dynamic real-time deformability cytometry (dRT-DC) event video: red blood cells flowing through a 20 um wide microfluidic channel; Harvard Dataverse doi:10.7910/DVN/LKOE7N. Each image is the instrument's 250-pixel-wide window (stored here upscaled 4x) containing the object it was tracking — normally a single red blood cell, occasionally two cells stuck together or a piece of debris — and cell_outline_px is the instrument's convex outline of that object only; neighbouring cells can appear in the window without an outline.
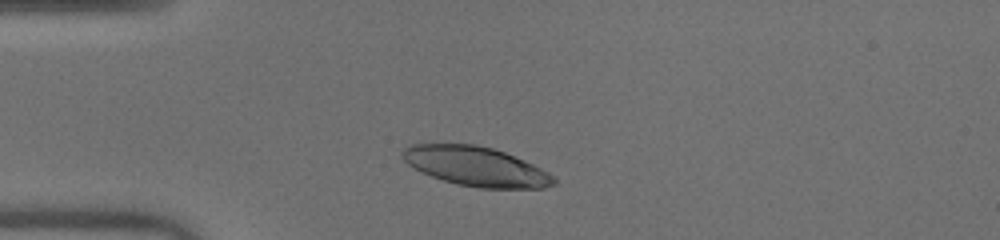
{"species": "human", "species_latin": "Homo sapiens", "temperature_condition": "warm", "stored_images_in_passage": 43, "camera_frame_rate_fps": 3000, "um_per_image_px": 0.085, "donor": {"sex": "male"}, "frame": {"image": 1, "passage_image": 6, "time_ms": 1.667, "image_size_px": [1000, 240], "cell_outline_px": [[556, 184], [544, 188], [480, 188], [456, 184], [432, 176], [408, 164], [400, 156], [400, 152], [404, 148], [412, 144], [476, 144], [492, 148], [504, 152], [524, 160], [548, 172], [556, 180]], "centroid_in_image_um": [40.46, 14.14], "position_along_channel_um": 44.5, "area_um2": 34.51}}
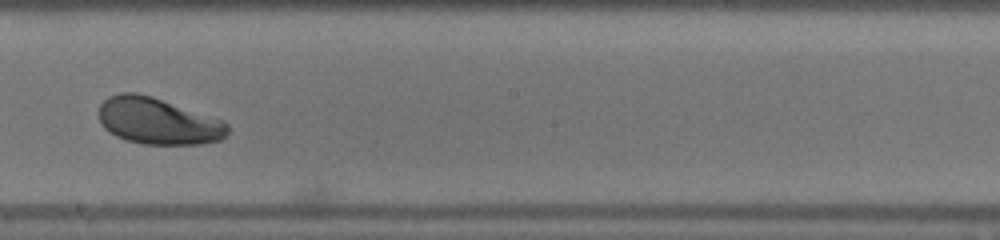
{"frame": {"image": 2, "passage_image": 22, "time_ms": 7.0, "image_size_px": [1000, 240], "cell_outline_px": [[228, 132], [220, 140], [200, 144], [144, 144], [128, 140], [116, 136], [104, 128], [100, 120], [100, 104], [108, 96], [120, 92], [136, 92], [152, 96], [224, 120], [228, 124]], "centroid_in_image_um": [13.43, 10.28], "position_along_channel_um": 234.8, "area_um2": 34.91}}
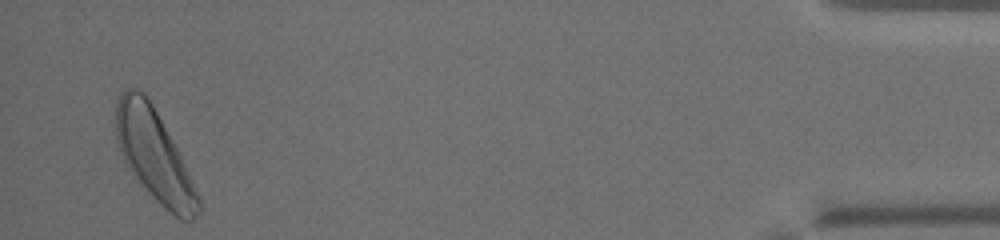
{"frame": {"image": 3, "passage_image": 42, "time_ms": 13.667, "image_size_px": [1000, 240], "cell_outline_px": [[200, 212], [192, 220], [184, 220], [176, 216], [164, 208], [148, 192], [128, 168], [120, 152], [116, 140], [116, 100], [124, 88], [136, 88], [144, 92], [148, 96], [172, 140], [200, 196]], "centroid_in_image_um": [13.09, 13.18], "position_along_channel_um": 422.1, "area_um2": 43.35}, "authors_computed_cell_mechanics": {"area_um2": 35.4892, "velocity_mm_per_s": 4.0106, "shape_relaxation_time_tau1_ms": 2.6416, "shape_relaxation_time_tau2_ms": null, "deformation_change_tau1": 0.1606, "deformation_change_tau2": null}}